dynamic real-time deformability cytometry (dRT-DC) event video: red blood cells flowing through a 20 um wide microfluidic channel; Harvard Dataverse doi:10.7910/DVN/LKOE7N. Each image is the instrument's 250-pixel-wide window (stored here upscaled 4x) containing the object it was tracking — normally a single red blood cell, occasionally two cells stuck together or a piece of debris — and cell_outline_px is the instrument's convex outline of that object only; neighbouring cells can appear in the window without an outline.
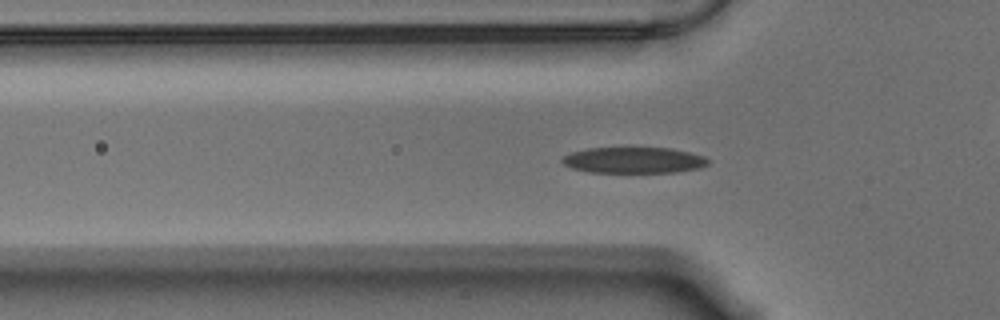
{"species": "Egyptian fruit bat (a non-hibernating species)", "species_latin": "Rousettus aegyptiacus", "temperature_condition": "warm", "stored_images_in_passage": 42, "camera_frame_rate_fps": 3000, "um_per_image_px": 0.085, "animal": {"sex": "male"}, "frame": {"image": 1, "passage_image": 2, "time_ms": 0.333, "image_size_px": [1000, 320], "cell_outline_px": [[708, 164], [700, 168], [676, 172], [588, 172], [572, 168], [564, 164], [560, 160], [564, 156], [572, 152], [588, 148], [672, 148], [704, 156], [708, 160]], "centroid_in_image_um": [53.87, 13.61], "position_along_channel_um": 71.9, "area_um2": 22.02}}
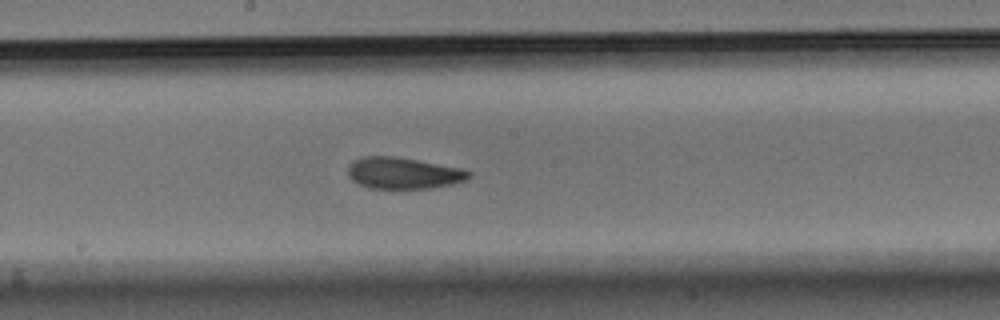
{"frame": {"image": 2, "passage_image": 14, "time_ms": 4.333, "image_size_px": [1000, 320], "cell_outline_px": [[472, 176], [468, 180], [452, 184], [432, 188], [368, 188], [352, 180], [348, 176], [348, 168], [360, 156], [392, 156], [416, 160], [460, 168], [472, 172]], "centroid_in_image_um": [34.31, 14.72], "position_along_channel_um": 213.9, "area_um2": 22.02}}
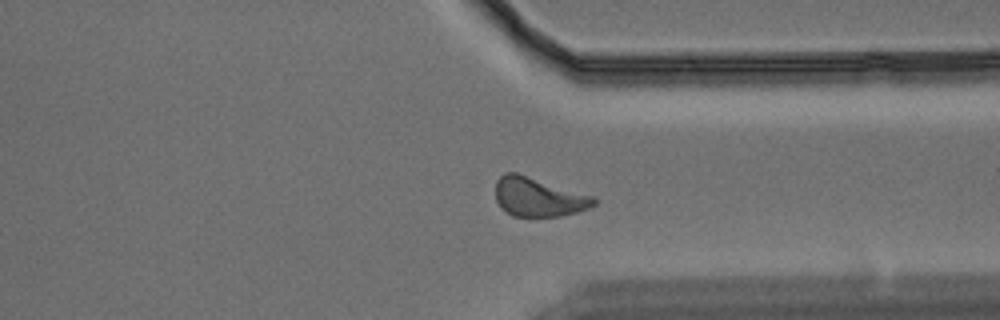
{"frame": {"image": 3, "passage_image": 27, "time_ms": 8.667, "image_size_px": [1000, 320], "cell_outline_px": [[596, 204], [588, 208], [576, 212], [560, 216], [512, 216], [500, 208], [496, 200], [496, 180], [504, 172], [516, 172], [592, 196], [596, 200]], "centroid_in_image_um": [45.71, 16.75], "position_along_channel_um": 365.7, "area_um2": 22.2}, "authors_computed_cell_mechanics": {"area_um2": 22.253, "velocity_mm_per_s": 3.5178, "shape_relaxation_time_tau1_ms": 3.8675, "shape_relaxation_time_tau2_ms": 3.0508, "deformation_change_tau1": 0.1561, "deformation_change_tau2": 0.1046}}